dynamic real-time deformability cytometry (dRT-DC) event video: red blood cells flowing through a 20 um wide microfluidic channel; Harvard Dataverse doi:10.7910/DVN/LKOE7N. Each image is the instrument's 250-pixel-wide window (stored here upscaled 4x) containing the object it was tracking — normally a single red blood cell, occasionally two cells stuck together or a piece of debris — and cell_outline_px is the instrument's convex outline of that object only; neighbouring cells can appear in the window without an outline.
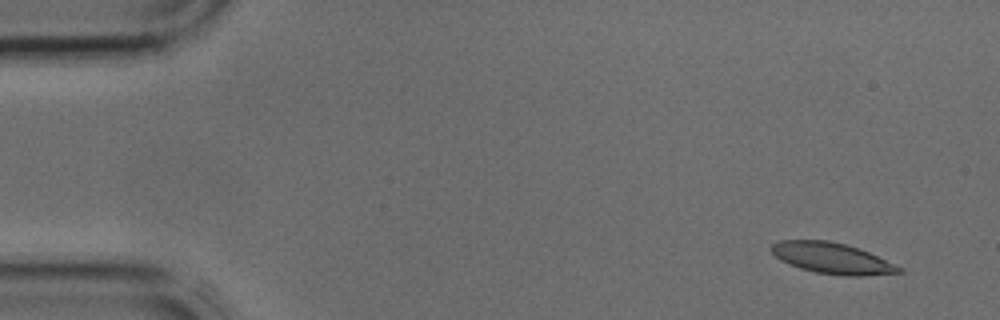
{"species": "common noctule bat (a hibernating species)", "species_latin": "Nyctalus noctula", "temperature_condition": "cold", "stored_images_in_passage": 4, "segment_of_instrument_passage": [1, 2], "camera_frame_rate_fps": 3000, "um_per_image_px": 0.085, "animal": {"sex": "male", "body_mass_g": 17.9, "forearm_length_mm": 54.2}, "frame": {"image": 1, "passage_image": 1, "time_ms": 0.0, "image_size_px": [1000, 320], "cell_outline_px": [[904, 272], [864, 276], [844, 276], [816, 272], [800, 268], [788, 264], [780, 260], [768, 248], [772, 244], [780, 240], [828, 240], [844, 244], [868, 252], [904, 268]], "centroid_in_image_um": [70.71, 21.95], "position_along_channel_um": 14.3, "area_um2": 23.0}}